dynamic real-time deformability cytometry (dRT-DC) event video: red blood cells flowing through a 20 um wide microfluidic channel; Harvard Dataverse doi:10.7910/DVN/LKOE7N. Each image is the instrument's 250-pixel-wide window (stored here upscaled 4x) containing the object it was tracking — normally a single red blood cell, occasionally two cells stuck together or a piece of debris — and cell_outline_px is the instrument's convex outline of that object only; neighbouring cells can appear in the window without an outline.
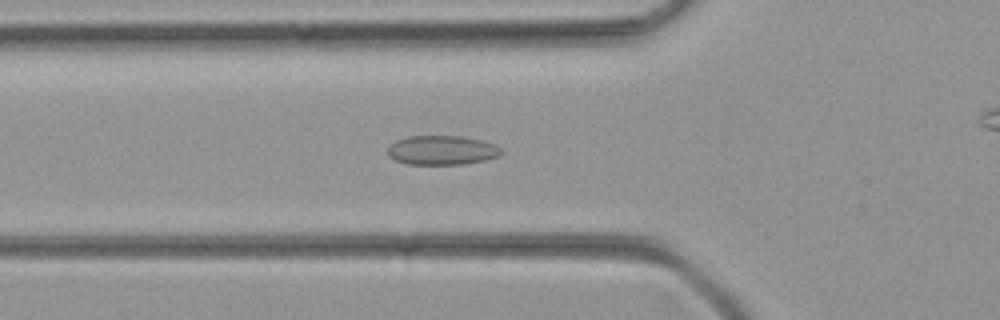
{"species": "common noctule bat (a hibernating species)", "species_latin": "Nyctalus noctula", "temperature_condition": "room temperature", "stored_images_in_passage": 45, "camera_frame_rate_fps": 3000, "um_per_image_px": 0.085, "animal": {"sex": "female", "body_mass_g": 21.9}, "frame": {"image": 1, "passage_image": 17, "time_ms": 5.333, "image_size_px": [1000, 320], "cell_outline_px": [[504, 152], [500, 156], [484, 160], [460, 164], [408, 164], [396, 160], [388, 156], [388, 148], [396, 140], [408, 136], [460, 136], [480, 140], [496, 144]], "centroid_in_image_um": [37.58, 12.76], "position_along_channel_um": 88.2, "area_um2": 19.31}}
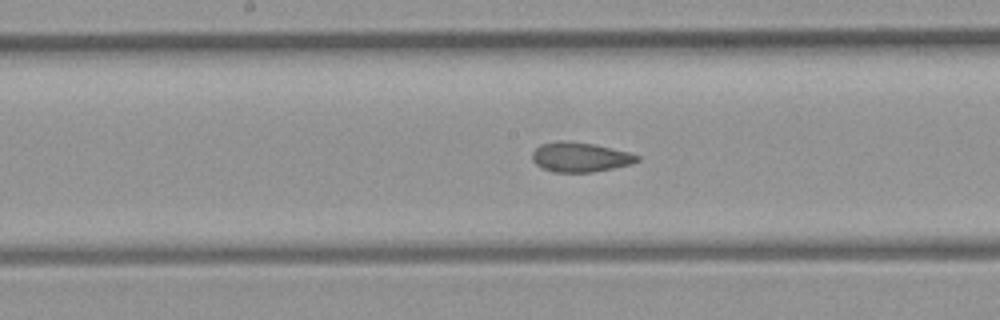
{"frame": {"image": 2, "passage_image": 25, "time_ms": 8.0, "image_size_px": [1000, 320], "cell_outline_px": [[640, 160], [632, 164], [592, 172], [552, 172], [536, 164], [532, 160], [532, 152], [540, 144], [560, 140], [592, 144], [628, 152], [640, 156]], "centroid_in_image_um": [49.29, 13.36], "position_along_channel_um": 198.9, "area_um2": 17.98}}
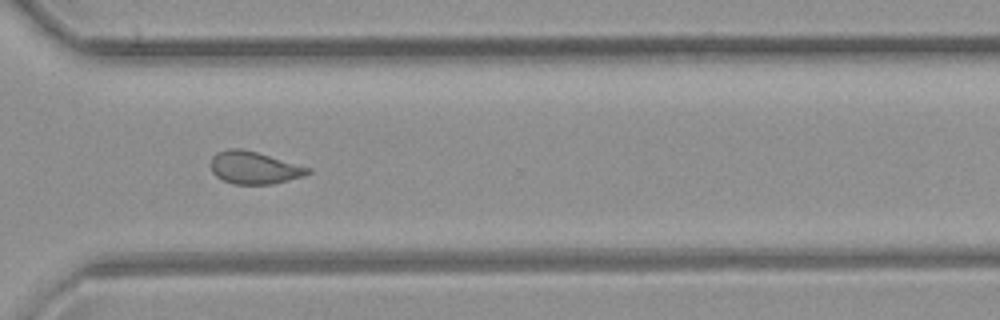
{"frame": {"image": 3, "passage_image": 36, "time_ms": 11.667, "image_size_px": [1000, 320], "cell_outline_px": [[312, 172], [304, 176], [272, 184], [236, 184], [224, 180], [216, 176], [212, 172], [212, 156], [216, 152], [228, 148], [240, 148], [256, 152], [312, 168]], "centroid_in_image_um": [21.62, 14.25], "position_along_channel_um": 349.0, "area_um2": 18.26}}